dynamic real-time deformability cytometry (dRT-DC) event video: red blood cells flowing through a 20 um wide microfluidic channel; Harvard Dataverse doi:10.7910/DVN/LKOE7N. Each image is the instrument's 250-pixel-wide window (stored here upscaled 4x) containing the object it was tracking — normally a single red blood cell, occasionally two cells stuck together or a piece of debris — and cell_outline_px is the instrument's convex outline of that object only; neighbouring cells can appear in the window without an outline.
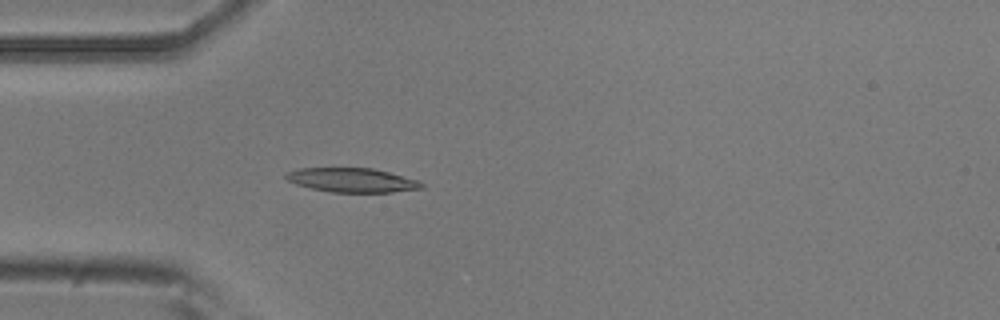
{"species": "common noctule bat (a hibernating species)", "species_latin": "Nyctalus noctula", "temperature_condition": "room temperature", "stored_images_in_passage": 53, "camera_frame_rate_fps": 3000, "um_per_image_px": 0.085, "animal": {"sex": "male", "body_mass_g": 20.5, "forearm_length_mm": 52.5}, "frame": {"image": 1, "passage_image": 15, "time_ms": 4.667, "image_size_px": [1000, 320], "cell_outline_px": [[424, 188], [392, 192], [332, 192], [312, 188], [296, 184], [288, 180], [284, 176], [288, 172], [300, 168], [372, 168], [388, 172], [416, 180], [424, 184]], "centroid_in_image_um": [29.92, 15.31], "position_along_channel_um": 55.1, "area_um2": 18.84}}
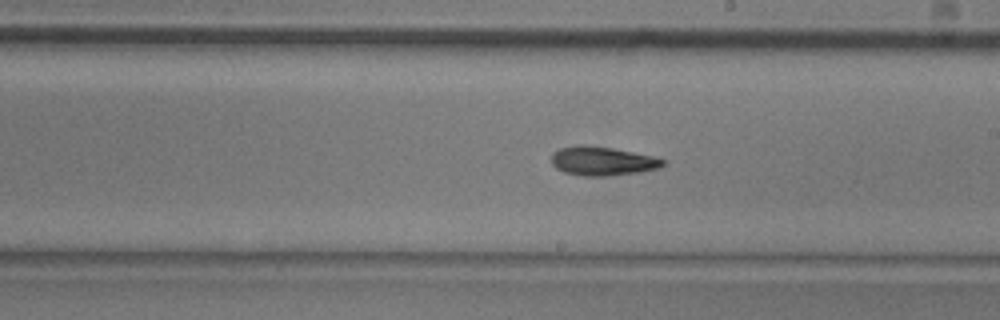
{"frame": {"image": 2, "passage_image": 30, "time_ms": 9.667, "image_size_px": [1000, 320], "cell_outline_px": [[664, 164], [660, 168], [640, 172], [612, 176], [584, 176], [564, 172], [556, 168], [552, 164], [552, 152], [560, 148], [580, 144], [584, 144], [612, 148], [652, 156], [664, 160]], "centroid_in_image_um": [51.18, 13.69], "position_along_channel_um": 237.8, "area_um2": 18.84}}
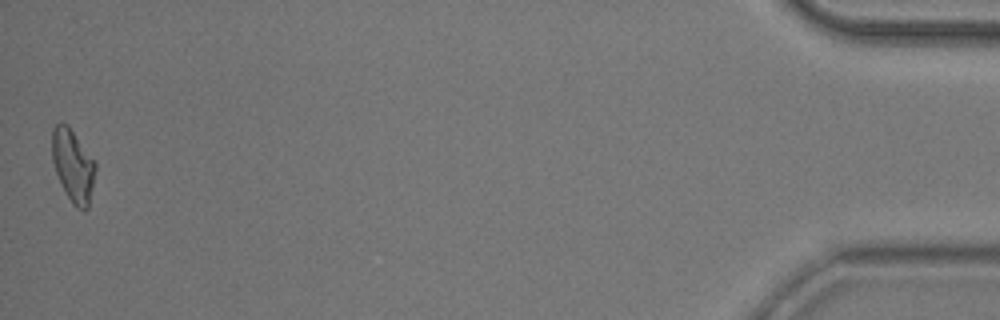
{"frame": {"image": 3, "passage_image": 53, "time_ms": 17.333, "image_size_px": [1000, 320], "cell_outline_px": [[96, 168], [88, 208], [84, 212], [76, 208], [72, 204], [56, 172], [52, 160], [52, 128], [60, 120], [68, 124], [96, 164]], "centroid_in_image_um": [6.19, 14.06], "position_along_channel_um": 429.0, "area_um2": 18.21}, "authors_computed_cell_mechanics": {"area_um2": 18.7272, "velocity_mm_per_s": 3.739, "shape_relaxation_time_tau1_ms": 5.7288, "shape_relaxation_time_tau2_ms": null, "deformation_change_tau1": 0.1758, "deformation_change_tau2": null}}